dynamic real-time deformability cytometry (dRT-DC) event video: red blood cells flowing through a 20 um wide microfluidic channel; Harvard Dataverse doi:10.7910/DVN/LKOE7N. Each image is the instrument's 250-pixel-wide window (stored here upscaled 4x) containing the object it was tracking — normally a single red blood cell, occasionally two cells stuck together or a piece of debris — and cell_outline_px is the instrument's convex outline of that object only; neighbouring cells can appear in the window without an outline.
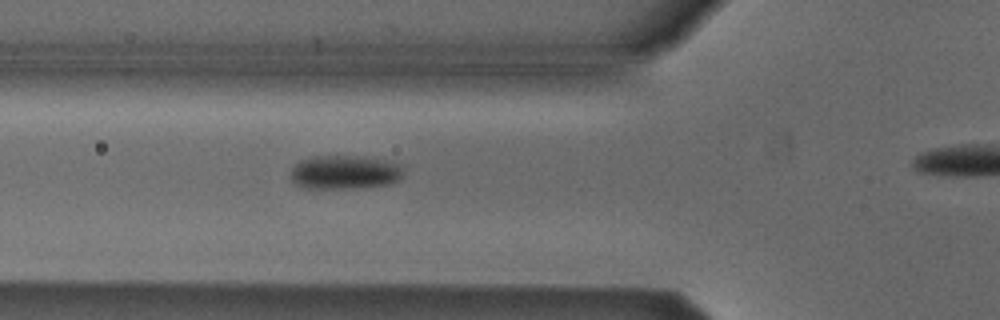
{"species": "Egyptian fruit bat (a non-hibernating species)", "species_latin": "Rousettus aegyptiacus", "temperature_condition": "cold", "stored_images_in_passage": 4, "segment_of_instrument_passage": [1, 2], "camera_frame_rate_fps": 3000, "um_per_image_px": 0.085, "animal": {"sex": "male"}, "frame": {"image": 1, "passage_image": 3, "time_ms": 3.333, "image_size_px": [1000, 320], "cell_outline_px": [[408, 164], [404, 176], [400, 180], [388, 184], [360, 188], [308, 188], [296, 184], [292, 180], [292, 168], [300, 160], [312, 156], [352, 156], [388, 160]], "centroid_in_image_um": [29.44, 14.63], "position_along_channel_um": 96.4, "area_um2": 22.72}}